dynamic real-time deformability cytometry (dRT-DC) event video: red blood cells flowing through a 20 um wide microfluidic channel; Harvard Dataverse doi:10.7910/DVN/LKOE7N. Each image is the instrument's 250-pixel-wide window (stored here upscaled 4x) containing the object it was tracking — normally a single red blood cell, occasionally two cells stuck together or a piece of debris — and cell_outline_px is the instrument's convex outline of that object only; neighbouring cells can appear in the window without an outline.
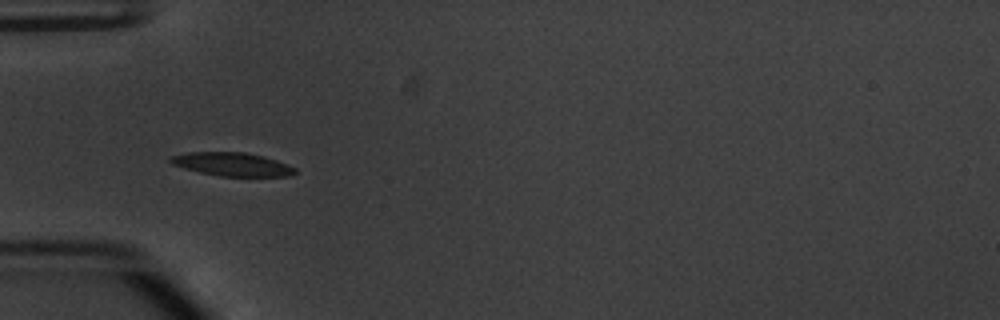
{"species": "common noctule bat (a hibernating species)", "species_latin": "Nyctalus noctula", "temperature_condition": "warm", "stored_images_in_passage": 37, "camera_frame_rate_fps": 3000, "um_per_image_px": 0.085, "animal": {"sex": "male", "body_mass_g": 20.1, "forearm_length_mm": 53.5}, "frame": {"image": 1, "passage_image": 1, "time_ms": 0.0, "image_size_px": [1000, 320], "cell_outline_px": [[296, 172], [292, 176], [220, 176], [200, 172], [184, 168], [172, 164], [168, 160], [172, 156], [188, 152], [244, 152], [264, 156], [276, 160], [296, 168]], "centroid_in_image_um": [19.74, 13.96], "position_along_channel_um": 65.3, "area_um2": 16.94}}
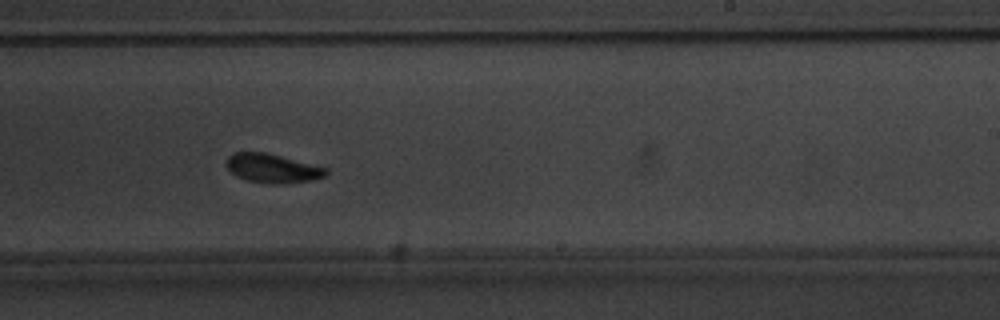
{"frame": {"image": 2, "passage_image": 17, "time_ms": 5.333, "image_size_px": [1000, 320], "cell_outline_px": [[328, 172], [324, 176], [312, 180], [284, 184], [268, 184], [248, 180], [236, 176], [224, 164], [228, 156], [232, 152], [264, 152], [328, 168]], "centroid_in_image_um": [23.13, 14.31], "position_along_channel_um": 265.9, "area_um2": 16.82}}
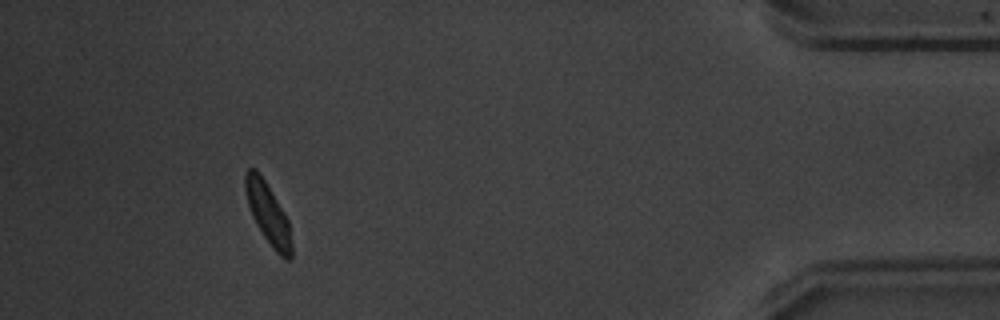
{"frame": {"image": 3, "passage_image": 33, "time_ms": 10.667, "image_size_px": [1000, 320], "cell_outline_px": [[292, 260], [288, 260], [280, 256], [272, 248], [256, 224], [252, 216], [248, 204], [244, 188], [244, 172], [248, 168], [256, 168], [264, 180], [284, 212], [288, 220], [292, 244]], "centroid_in_image_um": [22.77, 18.16], "position_along_channel_um": 412.4, "area_um2": 16.42}, "authors_computed_cell_mechanics": {"area_um2": 16.6464, "velocity_mm_per_s": 3.7886, "shape_relaxation_time_tau1_ms": 4.7505, "shape_relaxation_time_tau2_ms": 7.0116, "deformation_change_tau1": 0.1949, "deformation_change_tau2": 0.0955}}